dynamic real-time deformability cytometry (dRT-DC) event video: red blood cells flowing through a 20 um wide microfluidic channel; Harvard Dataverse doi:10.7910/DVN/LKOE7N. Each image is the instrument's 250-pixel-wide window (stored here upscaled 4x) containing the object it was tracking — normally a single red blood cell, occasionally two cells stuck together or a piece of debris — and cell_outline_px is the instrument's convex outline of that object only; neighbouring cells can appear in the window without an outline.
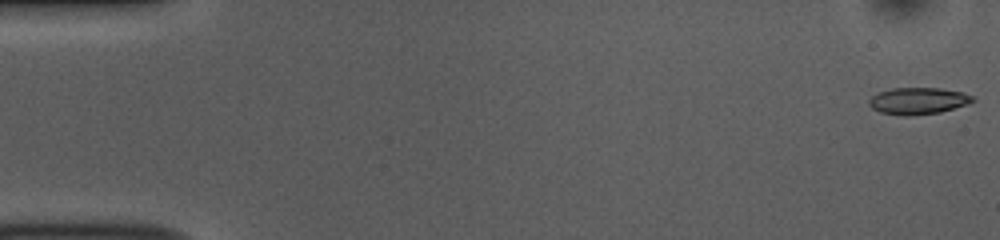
{"species": "common noctule bat (a hibernating species)", "species_latin": "Nyctalus noctula", "temperature_condition": "room temperature", "stored_images_in_passage": 52, "camera_frame_rate_fps": 3000, "um_per_image_px": 0.085, "animal": {"sex": "female", "body_mass_g": 10.0, "forearm_length_mm": 53.1}, "frame": {"image": 1, "passage_image": 1, "time_ms": 0.0, "image_size_px": [1000, 240], "cell_outline_px": [[976, 100], [968, 104], [940, 112], [912, 116], [904, 116], [880, 112], [872, 108], [868, 104], [868, 100], [872, 96], [880, 92], [892, 88], [940, 88], [964, 92], [976, 96]], "centroid_in_image_um": [78.08, 8.57], "position_along_channel_um": 6.9, "area_um2": 16.36}}
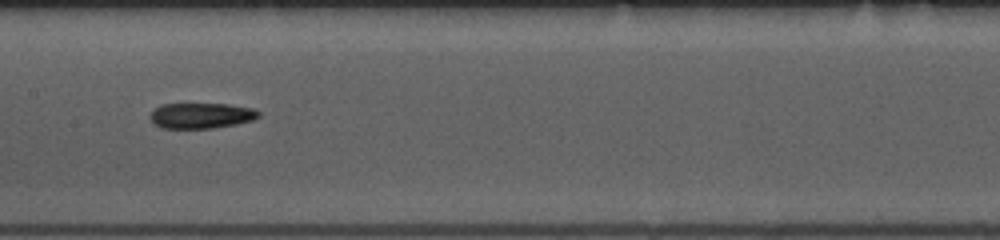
{"frame": {"image": 2, "passage_image": 26, "time_ms": 8.333, "image_size_px": [1000, 240], "cell_outline_px": [[260, 116], [252, 120], [236, 124], [212, 128], [160, 128], [152, 124], [148, 116], [160, 104], [228, 104], [252, 108], [260, 112]], "centroid_in_image_um": [17.06, 9.83], "position_along_channel_um": 190.3, "area_um2": 16.24}}
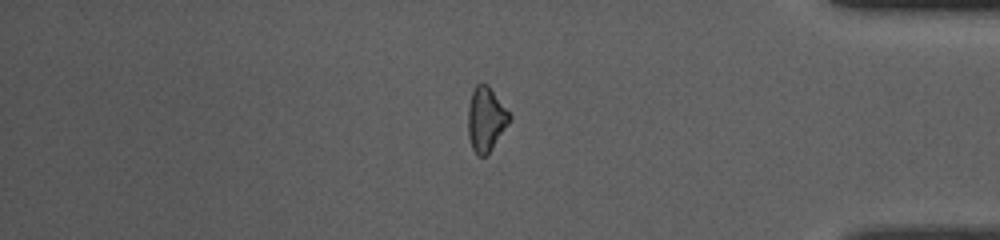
{"frame": {"image": 3, "passage_image": 44, "time_ms": 14.333, "image_size_px": [1000, 240], "cell_outline_px": [[512, 120], [492, 148], [484, 156], [476, 156], [472, 148], [468, 136], [468, 104], [472, 92], [476, 84], [488, 84], [512, 116]], "centroid_in_image_um": [41.31, 10.13], "position_along_channel_um": 393.9, "area_um2": 15.66}, "authors_computed_cell_mechanics": {"area_um2": 16.2707, "velocity_mm_per_s": 3.8463, "shape_relaxation_time_tau1_ms": 10.7702, "shape_relaxation_time_tau2_ms": null, "deformation_change_tau1": 0.2139, "deformation_change_tau2": null}}